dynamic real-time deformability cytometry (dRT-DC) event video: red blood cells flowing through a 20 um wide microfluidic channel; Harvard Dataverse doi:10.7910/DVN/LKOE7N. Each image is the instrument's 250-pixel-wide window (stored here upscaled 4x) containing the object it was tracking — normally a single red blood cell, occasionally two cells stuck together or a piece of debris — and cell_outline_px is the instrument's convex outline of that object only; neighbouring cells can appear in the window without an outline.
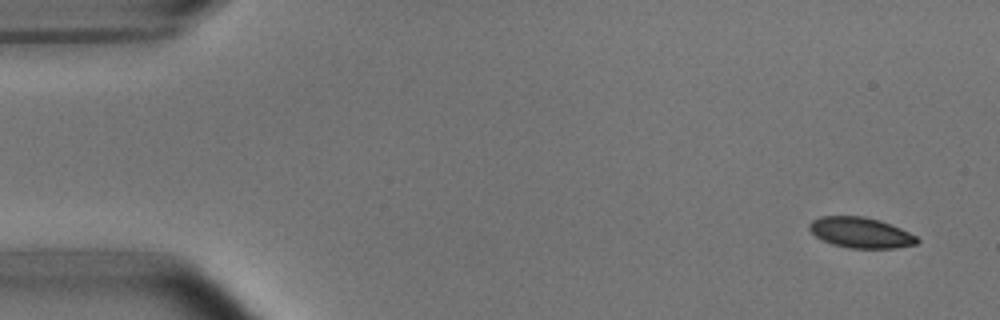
{"species": "common noctule bat (a hibernating species)", "species_latin": "Nyctalus noctula", "temperature_condition": "room temperature", "stored_images_in_passage": 52, "camera_frame_rate_fps": 3000, "um_per_image_px": 0.085, "animal": {"sex": "male", "body_mass_g": 15.6}, "frame": {"image": 1, "passage_image": 2, "time_ms": 0.333, "image_size_px": [1000, 320], "cell_outline_px": [[920, 240], [916, 244], [896, 248], [848, 248], [832, 244], [816, 236], [808, 228], [808, 224], [812, 220], [820, 216], [864, 216], [880, 220], [900, 228], [916, 236]], "centroid_in_image_um": [73.15, 19.77], "position_along_channel_um": 11.9, "area_um2": 19.19}}
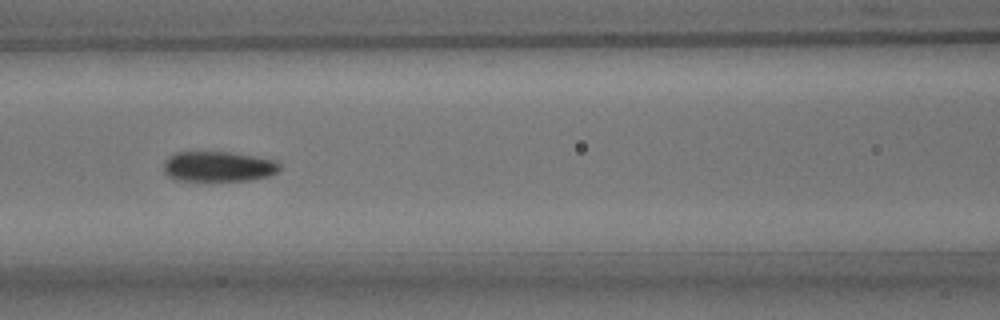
{"frame": {"image": 2, "passage_image": 22, "time_ms": 7.0, "image_size_px": [1000, 320], "cell_outline_px": [[280, 168], [276, 172], [268, 176], [252, 180], [176, 180], [168, 176], [164, 172], [164, 160], [168, 156], [176, 152], [232, 152], [276, 160], [280, 164]], "centroid_in_image_um": [18.55, 14.14], "position_along_channel_um": 148.1, "area_um2": 20.46}}
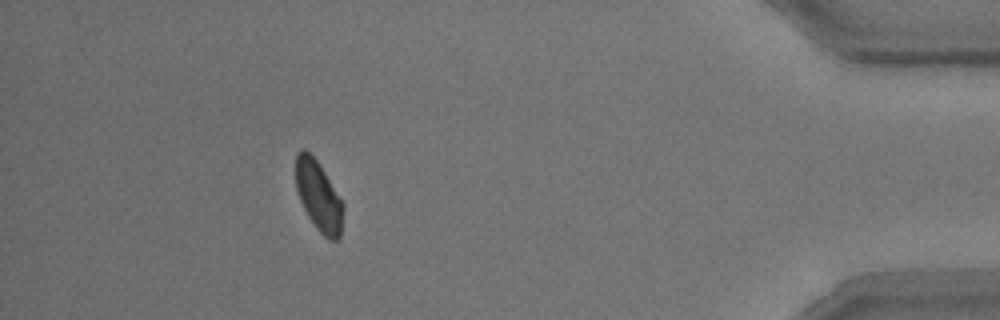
{"frame": {"image": 3, "passage_image": 47, "time_ms": 15.333, "image_size_px": [1000, 320], "cell_outline_px": [[344, 208], [340, 236], [336, 240], [328, 240], [316, 228], [308, 216], [300, 200], [296, 188], [296, 152], [300, 148], [304, 148], [320, 164], [344, 204]], "centroid_in_image_um": [27.08, 16.65], "position_along_channel_um": 408.1, "area_um2": 19.36}, "authors_computed_cell_mechanics": {"area_um2": 20.4612, "velocity_mm_per_s": 3.7703, "shape_relaxation_time_tau1_ms": 2.7827, "shape_relaxation_time_tau2_ms": 5.1665, "deformation_change_tau1": 0.0849, "deformation_change_tau2": 0.0745}}